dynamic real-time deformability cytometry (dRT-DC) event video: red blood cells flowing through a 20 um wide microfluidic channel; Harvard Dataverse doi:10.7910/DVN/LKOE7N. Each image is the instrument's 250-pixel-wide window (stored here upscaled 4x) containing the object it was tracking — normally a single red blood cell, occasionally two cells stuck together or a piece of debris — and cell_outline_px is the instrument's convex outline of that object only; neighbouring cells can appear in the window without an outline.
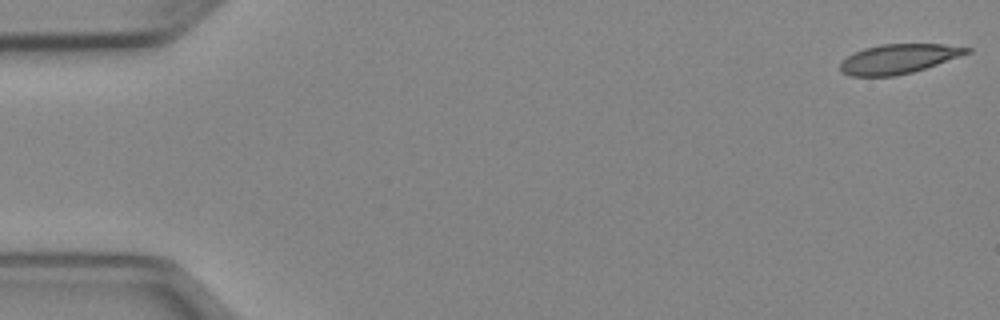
{"species": "Egyptian fruit bat (a non-hibernating species)", "species_latin": "Rousettus aegyptiacus", "temperature_condition": "cold", "stored_images_in_passage": 51, "camera_frame_rate_fps": 3000, "um_per_image_px": 0.085, "animal": {"sex": "female"}, "frame": {"image": 1, "passage_image": 1, "time_ms": 0.0, "image_size_px": [1000, 320], "cell_outline_px": [[972, 52], [912, 72], [896, 76], [852, 76], [840, 72], [840, 64], [852, 52], [864, 48], [880, 44], [944, 44], [972, 48]], "centroid_in_image_um": [76.36, 4.99], "position_along_channel_um": 8.6, "area_um2": 21.68}}
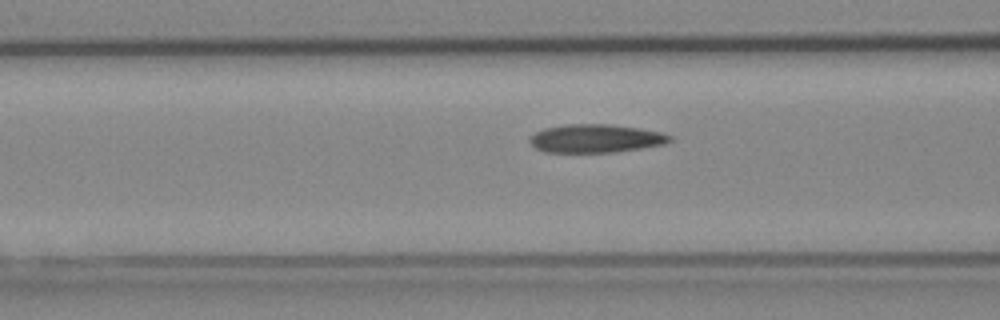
{"frame": {"image": 2, "passage_image": 20, "time_ms": 6.333, "image_size_px": [1000, 320], "cell_outline_px": [[672, 140], [664, 144], [616, 152], [544, 152], [536, 148], [528, 140], [536, 132], [544, 128], [564, 124], [608, 124], [640, 128], [660, 132], [672, 136]], "centroid_in_image_um": [50.63, 11.76], "position_along_channel_um": 116.0, "area_um2": 23.06}}
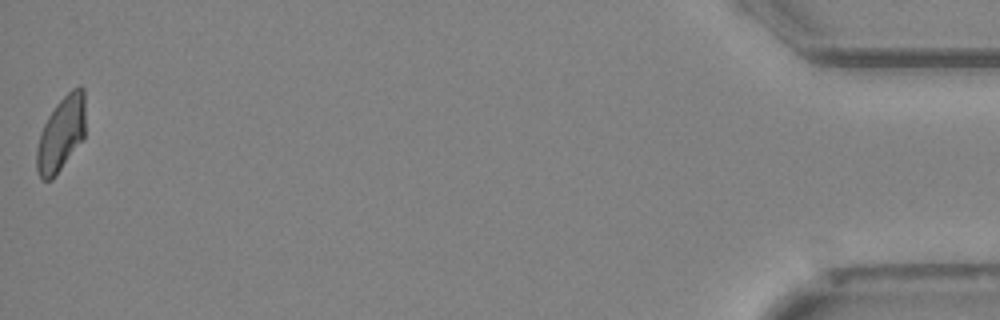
{"frame": {"image": 3, "passage_image": 51, "time_ms": 16.667, "image_size_px": [1000, 320], "cell_outline_px": [[84, 136], [56, 176], [52, 180], [40, 180], [36, 168], [36, 148], [40, 132], [48, 116], [56, 104], [72, 88], [80, 84], [84, 88]], "centroid_in_image_um": [5.17, 11.39], "position_along_channel_um": 430.0, "area_um2": 21.21}, "authors_computed_cell_mechanics": {"area_um2": 22.7154, "velocity_mm_per_s": 3.963, "shape_relaxation_time_tau1_ms": null, "shape_relaxation_time_tau2_ms": 4.2004, "deformation_change_tau1": null, "deformation_change_tau2": 0.0841}}